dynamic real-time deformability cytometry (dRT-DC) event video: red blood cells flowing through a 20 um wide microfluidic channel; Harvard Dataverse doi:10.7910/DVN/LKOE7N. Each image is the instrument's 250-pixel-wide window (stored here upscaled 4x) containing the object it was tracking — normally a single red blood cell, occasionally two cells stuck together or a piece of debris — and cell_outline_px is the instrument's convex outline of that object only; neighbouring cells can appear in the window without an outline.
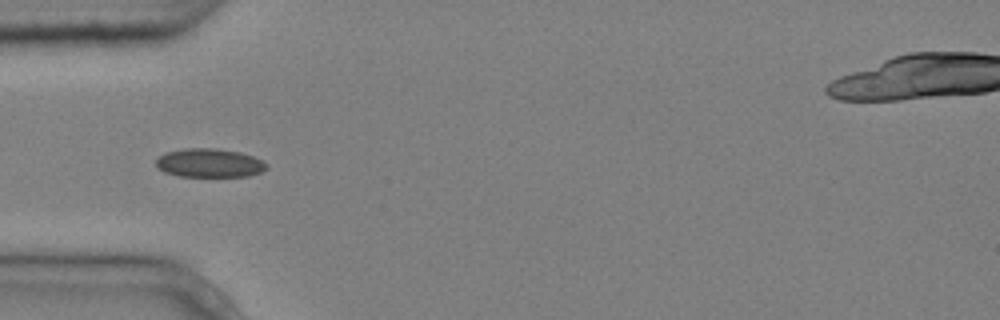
{"species": "common noctule bat (a hibernating species)", "species_latin": "Nyctalus noctula", "temperature_condition": "cold", "stored_images_in_passage": 6, "camera_frame_rate_fps": 3000, "um_per_image_px": 0.085, "animal": {"sex": "male", "body_mass_g": 20.4}, "frame": {"image": 1, "passage_image": 5, "time_ms": 1.333, "image_size_px": [1000, 320], "cell_outline_px": [[268, 168], [260, 172], [248, 176], [180, 176], [164, 172], [156, 168], [156, 160], [164, 152], [184, 148], [216, 148], [240, 152], [264, 160], [268, 164]], "centroid_in_image_um": [17.8, 13.84], "position_along_channel_um": 67.2, "area_um2": 18.67}}
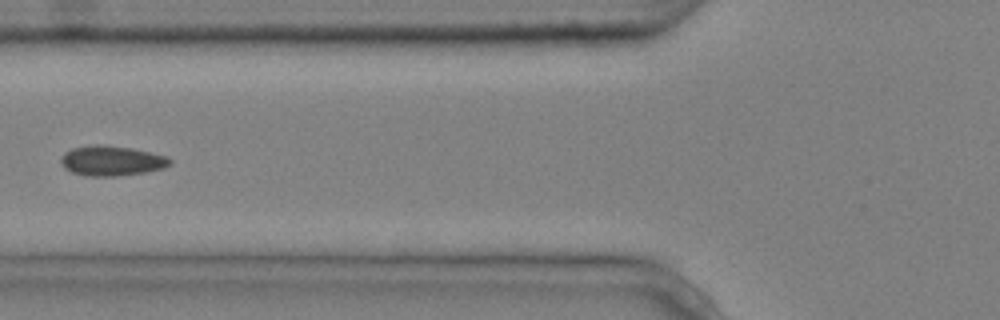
{"frame": {"image": 2, "passage_image": 6, "time_ms": 1.667, "image_size_px": [1000, 320], "cell_outline_px": [[172, 164], [164, 168], [144, 172], [116, 176], [84, 176], [72, 172], [64, 168], [60, 160], [64, 152], [72, 148], [96, 144], [132, 148], [168, 156], [172, 160]], "centroid_in_image_um": [9.5, 13.67], "position_along_channel_um": 116.3, "area_um2": 19.13}}